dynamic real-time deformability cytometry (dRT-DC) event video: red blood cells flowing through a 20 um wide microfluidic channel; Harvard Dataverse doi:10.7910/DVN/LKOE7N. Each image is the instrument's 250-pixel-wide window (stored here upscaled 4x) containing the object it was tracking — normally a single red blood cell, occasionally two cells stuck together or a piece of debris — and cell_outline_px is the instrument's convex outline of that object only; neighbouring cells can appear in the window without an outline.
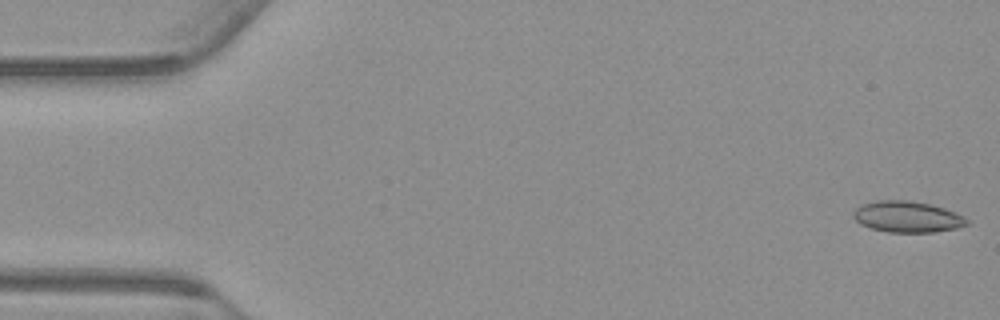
{"species": "common noctule bat (a hibernating species)", "species_latin": "Nyctalus noctula", "temperature_condition": "warm", "stored_images_in_passage": 54, "camera_frame_rate_fps": 3000, "um_per_image_px": 0.085, "animal": {"sex": "male", "body_mass_g": 23.1, "forearm_length_mm": 52.7}, "frame": {"image": 1, "passage_image": 1, "time_ms": 0.0, "image_size_px": [1000, 320], "cell_outline_px": [[968, 224], [956, 228], [936, 232], [888, 232], [872, 228], [860, 224], [852, 216], [852, 212], [860, 204], [876, 200], [908, 200], [928, 204], [944, 208], [956, 212], [964, 216], [968, 220]], "centroid_in_image_um": [77.1, 18.42], "position_along_channel_um": 7.9, "area_um2": 20.69}}
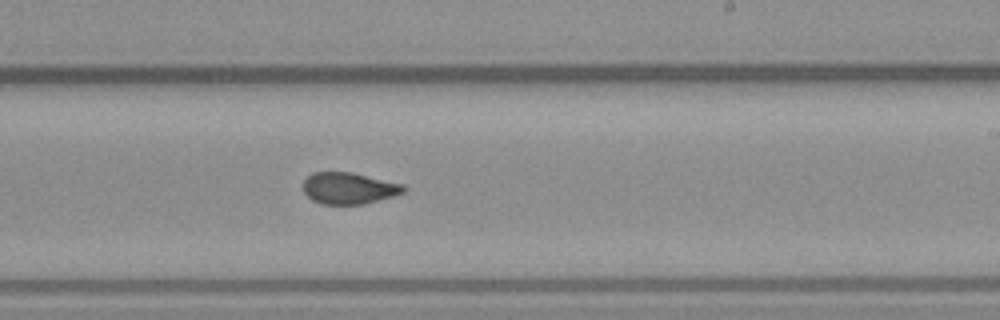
{"frame": {"image": 2, "passage_image": 32, "time_ms": 10.333, "image_size_px": [1000, 320], "cell_outline_px": [[408, 188], [404, 192], [392, 196], [364, 204], [320, 204], [312, 200], [304, 192], [304, 180], [312, 172], [352, 172], [404, 184]], "centroid_in_image_um": [29.67, 15.99], "position_along_channel_um": 259.3, "area_um2": 18.5}}
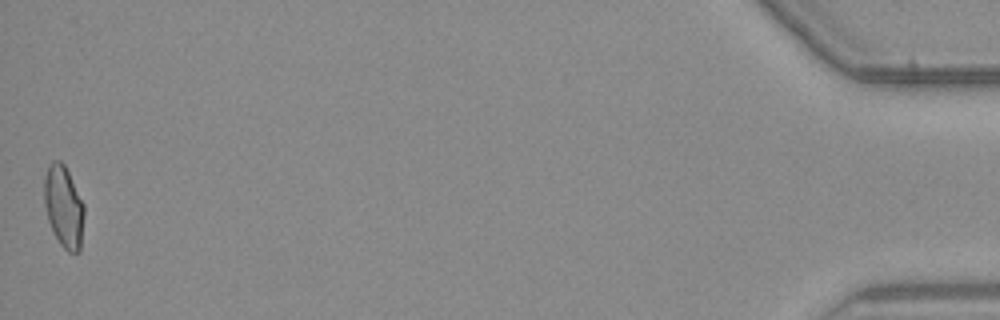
{"frame": {"image": 3, "passage_image": 54, "time_ms": 17.667, "image_size_px": [1000, 320], "cell_outline_px": [[84, 216], [80, 252], [68, 252], [60, 244], [52, 232], [48, 220], [44, 204], [44, 180], [48, 168], [52, 160], [60, 160], [64, 164], [84, 204]], "centroid_in_image_um": [5.41, 17.59], "position_along_channel_um": 429.8, "area_um2": 19.07}, "authors_computed_cell_mechanics": {"area_um2": 19.4786, "velocity_mm_per_s": 3.7655, "shape_relaxation_time_tau1_ms": null, "shape_relaxation_time_tau2_ms": 1.1673, "deformation_change_tau1": null, "deformation_change_tau2": 0.0741}}